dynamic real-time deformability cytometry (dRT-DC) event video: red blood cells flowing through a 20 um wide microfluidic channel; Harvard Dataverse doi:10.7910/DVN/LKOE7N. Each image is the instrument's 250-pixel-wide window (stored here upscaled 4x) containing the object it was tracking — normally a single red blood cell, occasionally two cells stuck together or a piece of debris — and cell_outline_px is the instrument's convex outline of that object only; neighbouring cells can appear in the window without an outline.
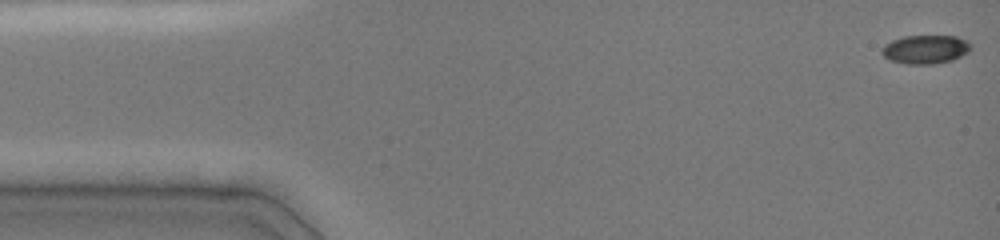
{"species": "common noctule bat (a hibernating species)", "species_latin": "Nyctalus noctula", "temperature_condition": "cold", "stored_images_in_passage": 14, "camera_frame_rate_fps": 3000, "um_per_image_px": 0.085, "animal": {"sex": "female", "body_mass_g": 19.0, "forearm_length_mm": 51.5}, "frame": {"image": 1, "passage_image": 1, "time_ms": 0.0, "image_size_px": [1000, 240], "cell_outline_px": [[972, 48], [968, 52], [952, 60], [932, 64], [908, 64], [888, 60], [880, 52], [884, 44], [892, 40], [904, 36], [956, 36], [968, 40], [972, 44]], "centroid_in_image_um": [78.67, 4.19], "position_along_channel_um": 6.3, "area_um2": 15.03}}
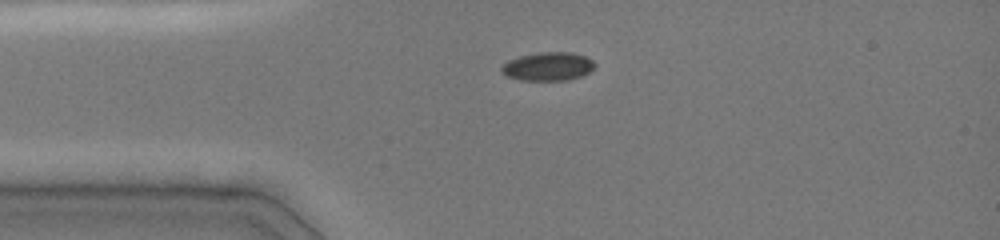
{"frame": {"image": 2, "passage_image": 11, "time_ms": 3.333, "image_size_px": [1000, 240], "cell_outline_px": [[596, 64], [588, 72], [580, 76], [568, 80], [520, 80], [508, 76], [500, 72], [500, 68], [508, 60], [520, 56], [540, 52], [572, 52], [584, 56], [592, 60]], "centroid_in_image_um": [46.55, 5.64], "position_along_channel_um": 38.4, "area_um2": 15.37}}